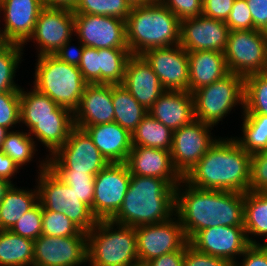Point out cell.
<instances>
[{
  "mask_svg": "<svg viewBox=\"0 0 267 266\" xmlns=\"http://www.w3.org/2000/svg\"><path fill=\"white\" fill-rule=\"evenodd\" d=\"M175 215L188 242L214 226L244 225V193L200 189L184 179L175 188Z\"/></svg>",
  "mask_w": 267,
  "mask_h": 266,
  "instance_id": "cell-1",
  "label": "cell"
},
{
  "mask_svg": "<svg viewBox=\"0 0 267 266\" xmlns=\"http://www.w3.org/2000/svg\"><path fill=\"white\" fill-rule=\"evenodd\" d=\"M223 134L183 179L200 189L246 193L250 184L251 154L229 132L227 136Z\"/></svg>",
  "mask_w": 267,
  "mask_h": 266,
  "instance_id": "cell-2",
  "label": "cell"
},
{
  "mask_svg": "<svg viewBox=\"0 0 267 266\" xmlns=\"http://www.w3.org/2000/svg\"><path fill=\"white\" fill-rule=\"evenodd\" d=\"M175 188L164 179L131 175L123 203L110 220L131 227L167 221L175 215Z\"/></svg>",
  "mask_w": 267,
  "mask_h": 266,
  "instance_id": "cell-3",
  "label": "cell"
},
{
  "mask_svg": "<svg viewBox=\"0 0 267 266\" xmlns=\"http://www.w3.org/2000/svg\"><path fill=\"white\" fill-rule=\"evenodd\" d=\"M126 42L132 55L178 45L180 20L159 0L134 6L126 20Z\"/></svg>",
  "mask_w": 267,
  "mask_h": 266,
  "instance_id": "cell-4",
  "label": "cell"
},
{
  "mask_svg": "<svg viewBox=\"0 0 267 266\" xmlns=\"http://www.w3.org/2000/svg\"><path fill=\"white\" fill-rule=\"evenodd\" d=\"M87 266H134L139 263L135 227L98 220L87 233Z\"/></svg>",
  "mask_w": 267,
  "mask_h": 266,
  "instance_id": "cell-5",
  "label": "cell"
},
{
  "mask_svg": "<svg viewBox=\"0 0 267 266\" xmlns=\"http://www.w3.org/2000/svg\"><path fill=\"white\" fill-rule=\"evenodd\" d=\"M35 61L34 71H31V85L73 113L88 84L80 69L61 61L55 55L37 56Z\"/></svg>",
  "mask_w": 267,
  "mask_h": 266,
  "instance_id": "cell-6",
  "label": "cell"
},
{
  "mask_svg": "<svg viewBox=\"0 0 267 266\" xmlns=\"http://www.w3.org/2000/svg\"><path fill=\"white\" fill-rule=\"evenodd\" d=\"M192 95L195 119L214 126L217 130L224 119L229 120L228 117L236 110H241L236 112L239 117L243 114L244 77L229 72L223 78L194 91Z\"/></svg>",
  "mask_w": 267,
  "mask_h": 266,
  "instance_id": "cell-7",
  "label": "cell"
},
{
  "mask_svg": "<svg viewBox=\"0 0 267 266\" xmlns=\"http://www.w3.org/2000/svg\"><path fill=\"white\" fill-rule=\"evenodd\" d=\"M33 180L38 191V202L46 210L62 212L82 232L88 233L97 223L91 208L78 200L71 187L60 180L48 167Z\"/></svg>",
  "mask_w": 267,
  "mask_h": 266,
  "instance_id": "cell-8",
  "label": "cell"
},
{
  "mask_svg": "<svg viewBox=\"0 0 267 266\" xmlns=\"http://www.w3.org/2000/svg\"><path fill=\"white\" fill-rule=\"evenodd\" d=\"M108 164L88 133L74 126L64 145L48 157L47 167L52 172H85L96 176Z\"/></svg>",
  "mask_w": 267,
  "mask_h": 266,
  "instance_id": "cell-9",
  "label": "cell"
},
{
  "mask_svg": "<svg viewBox=\"0 0 267 266\" xmlns=\"http://www.w3.org/2000/svg\"><path fill=\"white\" fill-rule=\"evenodd\" d=\"M214 128V126L194 119L190 124L173 131L171 160L175 170L182 178L192 170L220 137L217 134L218 130H214Z\"/></svg>",
  "mask_w": 267,
  "mask_h": 266,
  "instance_id": "cell-10",
  "label": "cell"
},
{
  "mask_svg": "<svg viewBox=\"0 0 267 266\" xmlns=\"http://www.w3.org/2000/svg\"><path fill=\"white\" fill-rule=\"evenodd\" d=\"M228 72L243 77L263 72L266 66V32L232 30L224 50Z\"/></svg>",
  "mask_w": 267,
  "mask_h": 266,
  "instance_id": "cell-11",
  "label": "cell"
},
{
  "mask_svg": "<svg viewBox=\"0 0 267 266\" xmlns=\"http://www.w3.org/2000/svg\"><path fill=\"white\" fill-rule=\"evenodd\" d=\"M75 37L74 12L67 9L43 8L37 18L33 34L22 46H34L35 57L54 55L70 39ZM29 43V44H28ZM33 43V44H32ZM28 44V45H27Z\"/></svg>",
  "mask_w": 267,
  "mask_h": 266,
  "instance_id": "cell-12",
  "label": "cell"
},
{
  "mask_svg": "<svg viewBox=\"0 0 267 266\" xmlns=\"http://www.w3.org/2000/svg\"><path fill=\"white\" fill-rule=\"evenodd\" d=\"M135 229L140 264H146L166 253L185 250L189 243L176 215L167 221L141 225Z\"/></svg>",
  "mask_w": 267,
  "mask_h": 266,
  "instance_id": "cell-13",
  "label": "cell"
},
{
  "mask_svg": "<svg viewBox=\"0 0 267 266\" xmlns=\"http://www.w3.org/2000/svg\"><path fill=\"white\" fill-rule=\"evenodd\" d=\"M130 180L126 163H109L95 176L92 213L97 220H110L118 212Z\"/></svg>",
  "mask_w": 267,
  "mask_h": 266,
  "instance_id": "cell-14",
  "label": "cell"
},
{
  "mask_svg": "<svg viewBox=\"0 0 267 266\" xmlns=\"http://www.w3.org/2000/svg\"><path fill=\"white\" fill-rule=\"evenodd\" d=\"M75 38L96 49H128L126 21L116 17L74 14Z\"/></svg>",
  "mask_w": 267,
  "mask_h": 266,
  "instance_id": "cell-15",
  "label": "cell"
},
{
  "mask_svg": "<svg viewBox=\"0 0 267 266\" xmlns=\"http://www.w3.org/2000/svg\"><path fill=\"white\" fill-rule=\"evenodd\" d=\"M33 266H87V236H46L34 241Z\"/></svg>",
  "mask_w": 267,
  "mask_h": 266,
  "instance_id": "cell-16",
  "label": "cell"
},
{
  "mask_svg": "<svg viewBox=\"0 0 267 266\" xmlns=\"http://www.w3.org/2000/svg\"><path fill=\"white\" fill-rule=\"evenodd\" d=\"M141 56L158 76L161 85L169 91H188V52L180 45L152 48Z\"/></svg>",
  "mask_w": 267,
  "mask_h": 266,
  "instance_id": "cell-17",
  "label": "cell"
},
{
  "mask_svg": "<svg viewBox=\"0 0 267 266\" xmlns=\"http://www.w3.org/2000/svg\"><path fill=\"white\" fill-rule=\"evenodd\" d=\"M189 244L199 252L234 263L251 245L244 226H214L199 231Z\"/></svg>",
  "mask_w": 267,
  "mask_h": 266,
  "instance_id": "cell-18",
  "label": "cell"
},
{
  "mask_svg": "<svg viewBox=\"0 0 267 266\" xmlns=\"http://www.w3.org/2000/svg\"><path fill=\"white\" fill-rule=\"evenodd\" d=\"M230 29L225 21L201 14L180 21L179 44L187 51H219L224 53Z\"/></svg>",
  "mask_w": 267,
  "mask_h": 266,
  "instance_id": "cell-19",
  "label": "cell"
},
{
  "mask_svg": "<svg viewBox=\"0 0 267 266\" xmlns=\"http://www.w3.org/2000/svg\"><path fill=\"white\" fill-rule=\"evenodd\" d=\"M42 9L41 0H0L1 31L4 43L23 46L33 34Z\"/></svg>",
  "mask_w": 267,
  "mask_h": 266,
  "instance_id": "cell-20",
  "label": "cell"
},
{
  "mask_svg": "<svg viewBox=\"0 0 267 266\" xmlns=\"http://www.w3.org/2000/svg\"><path fill=\"white\" fill-rule=\"evenodd\" d=\"M131 175L157 177L177 187L183 179L175 170L170 151L144 146H132L127 161Z\"/></svg>",
  "mask_w": 267,
  "mask_h": 266,
  "instance_id": "cell-21",
  "label": "cell"
},
{
  "mask_svg": "<svg viewBox=\"0 0 267 266\" xmlns=\"http://www.w3.org/2000/svg\"><path fill=\"white\" fill-rule=\"evenodd\" d=\"M112 84H87L76 110L73 112L75 127L114 122Z\"/></svg>",
  "mask_w": 267,
  "mask_h": 266,
  "instance_id": "cell-22",
  "label": "cell"
},
{
  "mask_svg": "<svg viewBox=\"0 0 267 266\" xmlns=\"http://www.w3.org/2000/svg\"><path fill=\"white\" fill-rule=\"evenodd\" d=\"M122 84L146 110L166 91L141 55H132L129 58Z\"/></svg>",
  "mask_w": 267,
  "mask_h": 266,
  "instance_id": "cell-23",
  "label": "cell"
},
{
  "mask_svg": "<svg viewBox=\"0 0 267 266\" xmlns=\"http://www.w3.org/2000/svg\"><path fill=\"white\" fill-rule=\"evenodd\" d=\"M20 89V128L27 133L34 127V120L73 119V113L59 106L46 94L30 83ZM28 87V88H27Z\"/></svg>",
  "mask_w": 267,
  "mask_h": 266,
  "instance_id": "cell-24",
  "label": "cell"
},
{
  "mask_svg": "<svg viewBox=\"0 0 267 266\" xmlns=\"http://www.w3.org/2000/svg\"><path fill=\"white\" fill-rule=\"evenodd\" d=\"M148 113L172 131L190 124L194 119V99L189 91L166 90Z\"/></svg>",
  "mask_w": 267,
  "mask_h": 266,
  "instance_id": "cell-25",
  "label": "cell"
},
{
  "mask_svg": "<svg viewBox=\"0 0 267 266\" xmlns=\"http://www.w3.org/2000/svg\"><path fill=\"white\" fill-rule=\"evenodd\" d=\"M84 129L109 163H125L132 149V135L116 122L78 127Z\"/></svg>",
  "mask_w": 267,
  "mask_h": 266,
  "instance_id": "cell-26",
  "label": "cell"
},
{
  "mask_svg": "<svg viewBox=\"0 0 267 266\" xmlns=\"http://www.w3.org/2000/svg\"><path fill=\"white\" fill-rule=\"evenodd\" d=\"M189 60V87L193 93L227 75L228 69L224 53L219 51H191Z\"/></svg>",
  "mask_w": 267,
  "mask_h": 266,
  "instance_id": "cell-27",
  "label": "cell"
},
{
  "mask_svg": "<svg viewBox=\"0 0 267 266\" xmlns=\"http://www.w3.org/2000/svg\"><path fill=\"white\" fill-rule=\"evenodd\" d=\"M1 151L8 155L24 173L32 163H36L35 175L47 167L48 158L43 155L44 153H40L34 139L24 129L10 131L3 141Z\"/></svg>",
  "mask_w": 267,
  "mask_h": 266,
  "instance_id": "cell-28",
  "label": "cell"
},
{
  "mask_svg": "<svg viewBox=\"0 0 267 266\" xmlns=\"http://www.w3.org/2000/svg\"><path fill=\"white\" fill-rule=\"evenodd\" d=\"M244 228L251 245L267 241V191L244 193Z\"/></svg>",
  "mask_w": 267,
  "mask_h": 266,
  "instance_id": "cell-29",
  "label": "cell"
},
{
  "mask_svg": "<svg viewBox=\"0 0 267 266\" xmlns=\"http://www.w3.org/2000/svg\"><path fill=\"white\" fill-rule=\"evenodd\" d=\"M38 203L36 185L13 184L0 203L1 230H10L17 220Z\"/></svg>",
  "mask_w": 267,
  "mask_h": 266,
  "instance_id": "cell-30",
  "label": "cell"
},
{
  "mask_svg": "<svg viewBox=\"0 0 267 266\" xmlns=\"http://www.w3.org/2000/svg\"><path fill=\"white\" fill-rule=\"evenodd\" d=\"M73 127V119L34 120V127L28 134L34 139L40 151L43 147L42 150H45L44 154L48 158L64 145Z\"/></svg>",
  "mask_w": 267,
  "mask_h": 266,
  "instance_id": "cell-31",
  "label": "cell"
},
{
  "mask_svg": "<svg viewBox=\"0 0 267 266\" xmlns=\"http://www.w3.org/2000/svg\"><path fill=\"white\" fill-rule=\"evenodd\" d=\"M114 122L131 134L148 114L146 110L126 89L123 84L112 85Z\"/></svg>",
  "mask_w": 267,
  "mask_h": 266,
  "instance_id": "cell-32",
  "label": "cell"
},
{
  "mask_svg": "<svg viewBox=\"0 0 267 266\" xmlns=\"http://www.w3.org/2000/svg\"><path fill=\"white\" fill-rule=\"evenodd\" d=\"M33 248V240L1 230L0 266H33Z\"/></svg>",
  "mask_w": 267,
  "mask_h": 266,
  "instance_id": "cell-33",
  "label": "cell"
},
{
  "mask_svg": "<svg viewBox=\"0 0 267 266\" xmlns=\"http://www.w3.org/2000/svg\"><path fill=\"white\" fill-rule=\"evenodd\" d=\"M239 134L232 136L249 154L267 150V115L242 114Z\"/></svg>",
  "mask_w": 267,
  "mask_h": 266,
  "instance_id": "cell-34",
  "label": "cell"
},
{
  "mask_svg": "<svg viewBox=\"0 0 267 266\" xmlns=\"http://www.w3.org/2000/svg\"><path fill=\"white\" fill-rule=\"evenodd\" d=\"M132 146L171 150L173 131L149 113L132 132Z\"/></svg>",
  "mask_w": 267,
  "mask_h": 266,
  "instance_id": "cell-35",
  "label": "cell"
},
{
  "mask_svg": "<svg viewBox=\"0 0 267 266\" xmlns=\"http://www.w3.org/2000/svg\"><path fill=\"white\" fill-rule=\"evenodd\" d=\"M131 56L129 49H99L100 84H122Z\"/></svg>",
  "mask_w": 267,
  "mask_h": 266,
  "instance_id": "cell-36",
  "label": "cell"
},
{
  "mask_svg": "<svg viewBox=\"0 0 267 266\" xmlns=\"http://www.w3.org/2000/svg\"><path fill=\"white\" fill-rule=\"evenodd\" d=\"M243 114L267 115L266 73H254L244 77Z\"/></svg>",
  "mask_w": 267,
  "mask_h": 266,
  "instance_id": "cell-37",
  "label": "cell"
},
{
  "mask_svg": "<svg viewBox=\"0 0 267 266\" xmlns=\"http://www.w3.org/2000/svg\"><path fill=\"white\" fill-rule=\"evenodd\" d=\"M131 5L126 0H79L74 14H93L127 20Z\"/></svg>",
  "mask_w": 267,
  "mask_h": 266,
  "instance_id": "cell-38",
  "label": "cell"
},
{
  "mask_svg": "<svg viewBox=\"0 0 267 266\" xmlns=\"http://www.w3.org/2000/svg\"><path fill=\"white\" fill-rule=\"evenodd\" d=\"M42 234L46 236H87L62 212L42 208Z\"/></svg>",
  "mask_w": 267,
  "mask_h": 266,
  "instance_id": "cell-39",
  "label": "cell"
},
{
  "mask_svg": "<svg viewBox=\"0 0 267 266\" xmlns=\"http://www.w3.org/2000/svg\"><path fill=\"white\" fill-rule=\"evenodd\" d=\"M60 180L71 187L78 200L91 208L94 198L95 175L85 172H53Z\"/></svg>",
  "mask_w": 267,
  "mask_h": 266,
  "instance_id": "cell-40",
  "label": "cell"
},
{
  "mask_svg": "<svg viewBox=\"0 0 267 266\" xmlns=\"http://www.w3.org/2000/svg\"><path fill=\"white\" fill-rule=\"evenodd\" d=\"M24 49L21 45L14 43L0 44V79L16 80L17 73L21 72L22 62H25Z\"/></svg>",
  "mask_w": 267,
  "mask_h": 266,
  "instance_id": "cell-41",
  "label": "cell"
},
{
  "mask_svg": "<svg viewBox=\"0 0 267 266\" xmlns=\"http://www.w3.org/2000/svg\"><path fill=\"white\" fill-rule=\"evenodd\" d=\"M20 91L0 93V125L10 131L20 128Z\"/></svg>",
  "mask_w": 267,
  "mask_h": 266,
  "instance_id": "cell-42",
  "label": "cell"
},
{
  "mask_svg": "<svg viewBox=\"0 0 267 266\" xmlns=\"http://www.w3.org/2000/svg\"><path fill=\"white\" fill-rule=\"evenodd\" d=\"M10 231L24 238L35 241L42 235V206L39 202L11 227Z\"/></svg>",
  "mask_w": 267,
  "mask_h": 266,
  "instance_id": "cell-43",
  "label": "cell"
},
{
  "mask_svg": "<svg viewBox=\"0 0 267 266\" xmlns=\"http://www.w3.org/2000/svg\"><path fill=\"white\" fill-rule=\"evenodd\" d=\"M249 191H267V150L251 155Z\"/></svg>",
  "mask_w": 267,
  "mask_h": 266,
  "instance_id": "cell-44",
  "label": "cell"
},
{
  "mask_svg": "<svg viewBox=\"0 0 267 266\" xmlns=\"http://www.w3.org/2000/svg\"><path fill=\"white\" fill-rule=\"evenodd\" d=\"M78 68L88 84H100L99 49L85 46Z\"/></svg>",
  "mask_w": 267,
  "mask_h": 266,
  "instance_id": "cell-45",
  "label": "cell"
},
{
  "mask_svg": "<svg viewBox=\"0 0 267 266\" xmlns=\"http://www.w3.org/2000/svg\"><path fill=\"white\" fill-rule=\"evenodd\" d=\"M226 25L232 30H252L253 20L246 0H235Z\"/></svg>",
  "mask_w": 267,
  "mask_h": 266,
  "instance_id": "cell-46",
  "label": "cell"
},
{
  "mask_svg": "<svg viewBox=\"0 0 267 266\" xmlns=\"http://www.w3.org/2000/svg\"><path fill=\"white\" fill-rule=\"evenodd\" d=\"M178 19L185 20L202 14L203 0H159Z\"/></svg>",
  "mask_w": 267,
  "mask_h": 266,
  "instance_id": "cell-47",
  "label": "cell"
},
{
  "mask_svg": "<svg viewBox=\"0 0 267 266\" xmlns=\"http://www.w3.org/2000/svg\"><path fill=\"white\" fill-rule=\"evenodd\" d=\"M227 263L224 259L197 251L189 243L185 247L183 266H225Z\"/></svg>",
  "mask_w": 267,
  "mask_h": 266,
  "instance_id": "cell-48",
  "label": "cell"
},
{
  "mask_svg": "<svg viewBox=\"0 0 267 266\" xmlns=\"http://www.w3.org/2000/svg\"><path fill=\"white\" fill-rule=\"evenodd\" d=\"M235 0H203L202 14L204 16L226 21Z\"/></svg>",
  "mask_w": 267,
  "mask_h": 266,
  "instance_id": "cell-49",
  "label": "cell"
},
{
  "mask_svg": "<svg viewBox=\"0 0 267 266\" xmlns=\"http://www.w3.org/2000/svg\"><path fill=\"white\" fill-rule=\"evenodd\" d=\"M73 41L75 43H73ZM84 45L75 37L67 41L54 55L70 65L79 66L84 51Z\"/></svg>",
  "mask_w": 267,
  "mask_h": 266,
  "instance_id": "cell-50",
  "label": "cell"
},
{
  "mask_svg": "<svg viewBox=\"0 0 267 266\" xmlns=\"http://www.w3.org/2000/svg\"><path fill=\"white\" fill-rule=\"evenodd\" d=\"M237 266H267V250L262 245H250L235 261Z\"/></svg>",
  "mask_w": 267,
  "mask_h": 266,
  "instance_id": "cell-51",
  "label": "cell"
},
{
  "mask_svg": "<svg viewBox=\"0 0 267 266\" xmlns=\"http://www.w3.org/2000/svg\"><path fill=\"white\" fill-rule=\"evenodd\" d=\"M250 9L253 29L267 33V0H246Z\"/></svg>",
  "mask_w": 267,
  "mask_h": 266,
  "instance_id": "cell-52",
  "label": "cell"
},
{
  "mask_svg": "<svg viewBox=\"0 0 267 266\" xmlns=\"http://www.w3.org/2000/svg\"><path fill=\"white\" fill-rule=\"evenodd\" d=\"M20 172L21 169L16 165V163L0 150V178L6 179L11 183L18 185L17 179L21 178L17 177V175Z\"/></svg>",
  "mask_w": 267,
  "mask_h": 266,
  "instance_id": "cell-53",
  "label": "cell"
},
{
  "mask_svg": "<svg viewBox=\"0 0 267 266\" xmlns=\"http://www.w3.org/2000/svg\"><path fill=\"white\" fill-rule=\"evenodd\" d=\"M185 250H178L150 260L146 266H183Z\"/></svg>",
  "mask_w": 267,
  "mask_h": 266,
  "instance_id": "cell-54",
  "label": "cell"
},
{
  "mask_svg": "<svg viewBox=\"0 0 267 266\" xmlns=\"http://www.w3.org/2000/svg\"><path fill=\"white\" fill-rule=\"evenodd\" d=\"M43 8L67 9L73 11L79 0H41Z\"/></svg>",
  "mask_w": 267,
  "mask_h": 266,
  "instance_id": "cell-55",
  "label": "cell"
},
{
  "mask_svg": "<svg viewBox=\"0 0 267 266\" xmlns=\"http://www.w3.org/2000/svg\"><path fill=\"white\" fill-rule=\"evenodd\" d=\"M22 83H18L17 80H3L0 79V93L6 91H20Z\"/></svg>",
  "mask_w": 267,
  "mask_h": 266,
  "instance_id": "cell-56",
  "label": "cell"
},
{
  "mask_svg": "<svg viewBox=\"0 0 267 266\" xmlns=\"http://www.w3.org/2000/svg\"><path fill=\"white\" fill-rule=\"evenodd\" d=\"M12 185L13 183H11L10 181L0 178V203L4 198L6 192L10 189Z\"/></svg>",
  "mask_w": 267,
  "mask_h": 266,
  "instance_id": "cell-57",
  "label": "cell"
},
{
  "mask_svg": "<svg viewBox=\"0 0 267 266\" xmlns=\"http://www.w3.org/2000/svg\"><path fill=\"white\" fill-rule=\"evenodd\" d=\"M131 7L149 4L155 0H126Z\"/></svg>",
  "mask_w": 267,
  "mask_h": 266,
  "instance_id": "cell-58",
  "label": "cell"
},
{
  "mask_svg": "<svg viewBox=\"0 0 267 266\" xmlns=\"http://www.w3.org/2000/svg\"><path fill=\"white\" fill-rule=\"evenodd\" d=\"M9 132V129L0 125V150L2 148L3 141Z\"/></svg>",
  "mask_w": 267,
  "mask_h": 266,
  "instance_id": "cell-59",
  "label": "cell"
},
{
  "mask_svg": "<svg viewBox=\"0 0 267 266\" xmlns=\"http://www.w3.org/2000/svg\"><path fill=\"white\" fill-rule=\"evenodd\" d=\"M266 53H267V33H266ZM263 72L267 74V56H266V66Z\"/></svg>",
  "mask_w": 267,
  "mask_h": 266,
  "instance_id": "cell-60",
  "label": "cell"
},
{
  "mask_svg": "<svg viewBox=\"0 0 267 266\" xmlns=\"http://www.w3.org/2000/svg\"><path fill=\"white\" fill-rule=\"evenodd\" d=\"M4 43L3 41V36H2V31H1V19H0V44Z\"/></svg>",
  "mask_w": 267,
  "mask_h": 266,
  "instance_id": "cell-61",
  "label": "cell"
},
{
  "mask_svg": "<svg viewBox=\"0 0 267 266\" xmlns=\"http://www.w3.org/2000/svg\"><path fill=\"white\" fill-rule=\"evenodd\" d=\"M225 266H237V265L234 262V263H227Z\"/></svg>",
  "mask_w": 267,
  "mask_h": 266,
  "instance_id": "cell-62",
  "label": "cell"
},
{
  "mask_svg": "<svg viewBox=\"0 0 267 266\" xmlns=\"http://www.w3.org/2000/svg\"><path fill=\"white\" fill-rule=\"evenodd\" d=\"M262 246L267 250V241H265Z\"/></svg>",
  "mask_w": 267,
  "mask_h": 266,
  "instance_id": "cell-63",
  "label": "cell"
},
{
  "mask_svg": "<svg viewBox=\"0 0 267 266\" xmlns=\"http://www.w3.org/2000/svg\"><path fill=\"white\" fill-rule=\"evenodd\" d=\"M134 266H146L145 264H140V263H138V264H136V265H134Z\"/></svg>",
  "mask_w": 267,
  "mask_h": 266,
  "instance_id": "cell-64",
  "label": "cell"
}]
</instances>
